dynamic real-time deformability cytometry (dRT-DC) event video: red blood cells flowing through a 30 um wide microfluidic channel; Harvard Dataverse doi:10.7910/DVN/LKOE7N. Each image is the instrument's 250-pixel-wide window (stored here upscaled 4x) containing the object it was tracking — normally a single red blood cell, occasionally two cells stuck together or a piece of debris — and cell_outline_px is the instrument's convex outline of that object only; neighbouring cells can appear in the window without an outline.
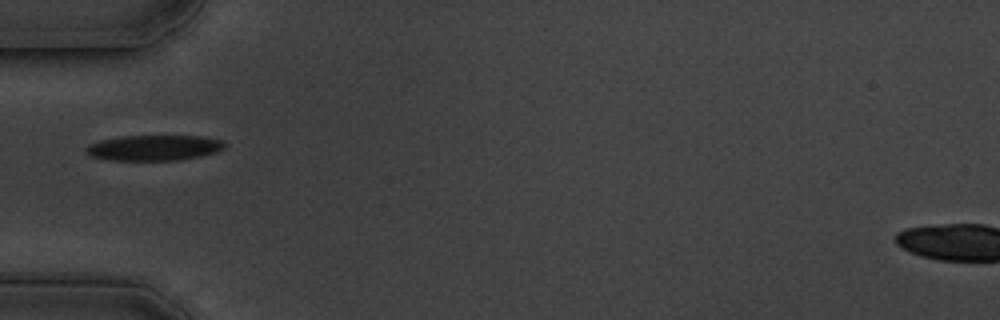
{"species": "common noctule bat (a hibernating species)", "species_latin": "Nyctalus noctula", "temperature_condition": "cold", "stored_images_in_passage": 41, "camera_frame_rate_fps": 3000, "um_per_image_px": 0.085, "animal": {"sex": "male", "body_mass_g": 19.5, "forearm_length_mm": 54.6}, "frame": {"image": 1, "passage_image": 1, "time_ms": 0.0, "image_size_px": [1000, 320], "cell_outline_px": [[224, 148], [216, 152], [200, 156], [180, 160], [112, 160], [92, 156], [84, 148], [88, 144], [100, 140], [120, 136], [204, 136], [224, 140]], "centroid_in_image_um": [13.11, 12.55], "position_along_channel_um": 71.9, "area_um2": 20.58}}
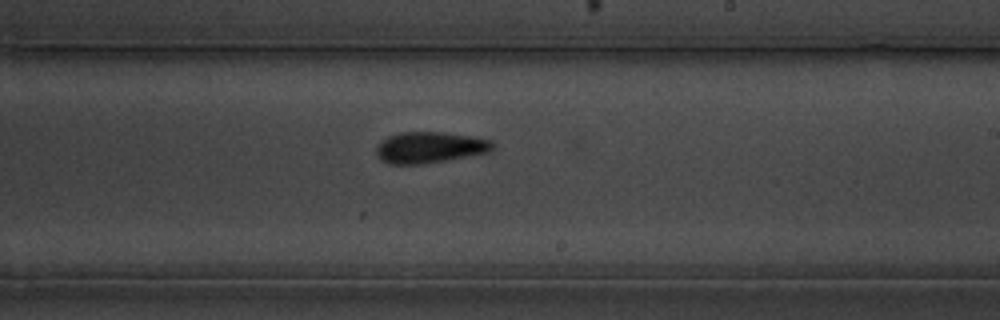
{"frame": {"image": 2, "passage_image": 17, "time_ms": 5.333, "image_size_px": [1000, 320], "cell_outline_px": [[496, 144], [488, 152], [424, 164], [388, 164], [380, 160], [376, 156], [376, 144], [380, 140], [388, 136], [400, 132], [444, 132], [472, 136], [492, 140]], "centroid_in_image_um": [36.48, 12.52], "position_along_channel_um": 252.5, "area_um2": 21.39}}
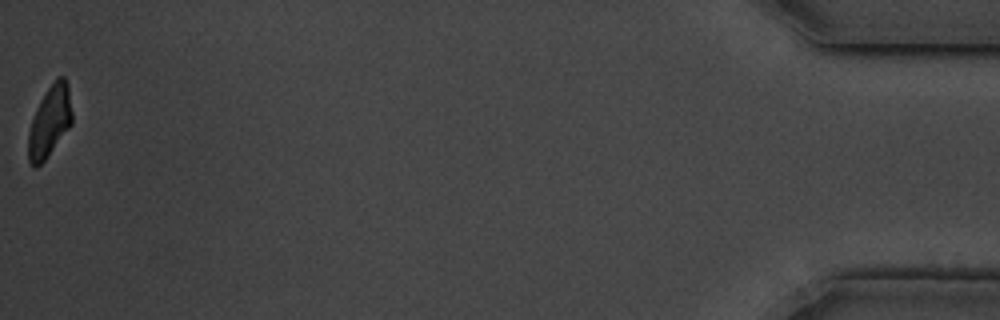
{"frame": {"image": 3, "passage_image": 41, "time_ms": 13.333, "image_size_px": [1000, 320], "cell_outline_px": [[72, 124], [44, 160], [36, 168], [28, 160], [28, 132], [36, 108], [40, 100], [56, 76], [64, 76], [68, 84], [72, 112]], "centroid_in_image_um": [4.23, 10.28], "position_along_channel_um": 431.0, "area_um2": 18.03}, "authors_computed_cell_mechanics": {"area_um2": 20.4034, "velocity_mm_per_s": 3.386, "shape_relaxation_time_tau1_ms": 2.4406, "shape_relaxation_time_tau2_ms": 3.0841, "deformation_change_tau1": 0.1136, "deformation_change_tau2": 0.0806}}